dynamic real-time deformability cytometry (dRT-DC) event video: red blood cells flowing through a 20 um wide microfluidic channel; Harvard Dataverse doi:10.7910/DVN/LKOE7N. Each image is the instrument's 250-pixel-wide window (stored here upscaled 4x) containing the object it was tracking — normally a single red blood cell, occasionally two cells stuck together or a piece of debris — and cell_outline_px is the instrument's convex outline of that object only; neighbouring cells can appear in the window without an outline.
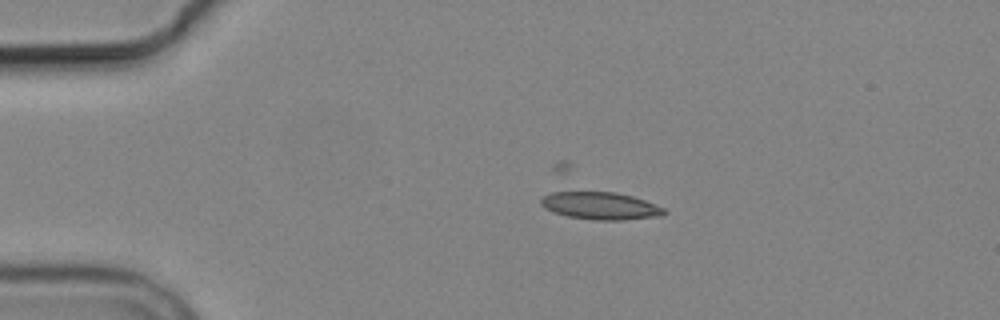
{"species": "common noctule bat (a hibernating species)", "species_latin": "Nyctalus noctula", "temperature_condition": "cold", "stored_images_in_passage": 9, "camera_frame_rate_fps": 3000, "um_per_image_px": 0.085, "animal": {"sex": "male", "body_mass_g": 19.2, "forearm_length_mm": 51.8}, "frame": {"image": 1, "passage_image": 2, "time_ms": 1.333, "image_size_px": [1000, 320], "cell_outline_px": [[668, 212], [664, 216], [624, 220], [596, 220], [568, 216], [544, 208], [540, 204], [540, 200], [544, 196], [560, 188], [564, 188], [616, 192], [632, 196], [644, 200], [664, 208]], "centroid_in_image_um": [50.98, 17.44], "position_along_channel_um": 34.0, "area_um2": 20.63}}
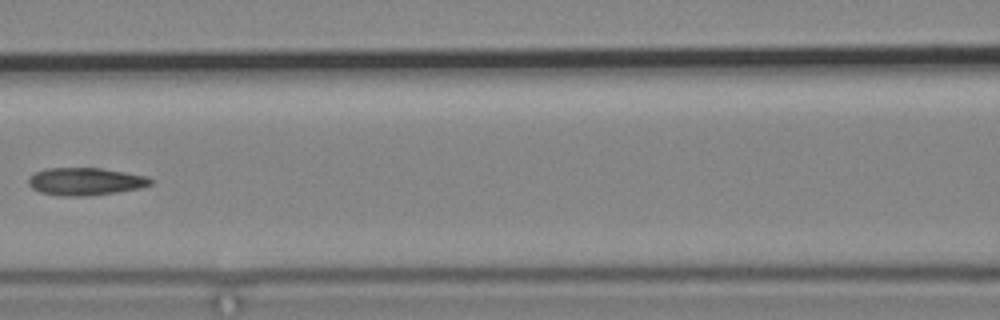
{"frame": {"image": 2, "passage_image": 6, "time_ms": 6.0, "image_size_px": [1000, 320], "cell_outline_px": [[152, 184], [140, 188], [116, 192], [88, 196], [60, 196], [40, 192], [32, 188], [28, 184], [28, 180], [36, 172], [48, 168], [100, 168], [124, 172], [144, 176], [152, 180]], "centroid_in_image_um": [7.24, 15.43], "position_along_channel_um": 159.4, "area_um2": 19.42}}
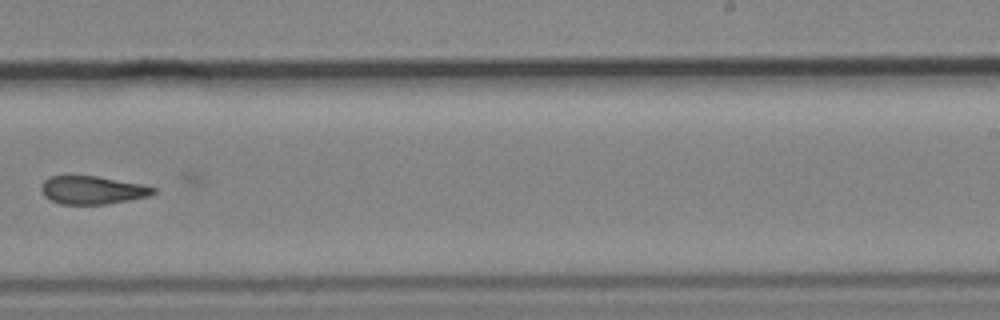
{"frame": {"image": 3, "passage_image": 9, "time_ms": 9.333, "image_size_px": [1000, 320], "cell_outline_px": [[156, 192], [148, 196], [128, 200], [104, 204], [60, 204], [44, 196], [40, 188], [44, 180], [48, 176], [96, 176], [140, 184], [156, 188]], "centroid_in_image_um": [7.82, 16.15], "position_along_channel_um": 281.2, "area_um2": 18.15}}